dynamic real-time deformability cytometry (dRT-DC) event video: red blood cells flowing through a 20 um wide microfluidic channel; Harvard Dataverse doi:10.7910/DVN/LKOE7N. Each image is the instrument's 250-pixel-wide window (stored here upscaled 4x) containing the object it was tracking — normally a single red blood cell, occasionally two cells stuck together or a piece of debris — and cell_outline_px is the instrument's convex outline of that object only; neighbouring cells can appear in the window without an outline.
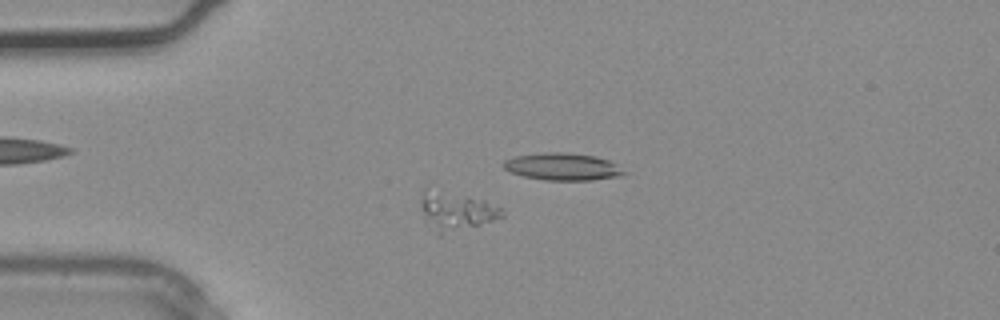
{"species": "common noctule bat (a hibernating species)", "species_latin": "Nyctalus noctula", "temperature_condition": "warm", "stored_images_in_passage": 4, "camera_frame_rate_fps": 3000, "um_per_image_px": 0.085, "animal": {"sex": "male", "body_mass_g": 20.4}, "frame": {"image": 1, "passage_image": 3, "time_ms": 0.667, "image_size_px": [1000, 320], "cell_outline_px": [[504, 216], [480, 224], [440, 236], [436, 232], [428, 220], [420, 204], [424, 188], [428, 184], [484, 200], [504, 208]], "centroid_in_image_um": [38.76, 17.86], "position_along_channel_um": 46.2, "area_um2": 18.5}}